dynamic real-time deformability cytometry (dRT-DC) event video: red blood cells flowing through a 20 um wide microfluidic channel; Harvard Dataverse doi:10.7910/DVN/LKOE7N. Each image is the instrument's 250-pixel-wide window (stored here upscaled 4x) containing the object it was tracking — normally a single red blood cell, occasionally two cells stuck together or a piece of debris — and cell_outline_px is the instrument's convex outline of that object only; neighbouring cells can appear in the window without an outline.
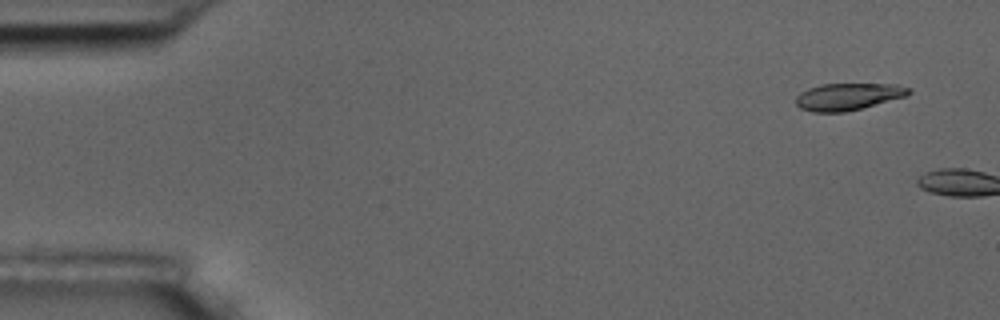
{"species": "common noctule bat (a hibernating species)", "species_latin": "Nyctalus noctula", "temperature_condition": "room temperature", "stored_images_in_passage": 2, "camera_frame_rate_fps": 3000, "um_per_image_px": 0.085, "animal": {"sex": "male", "body_mass_g": 17.5, "forearm_length_mm": 52.3}, "frame": {"image": 1, "passage_image": 1, "time_ms": 0.0, "image_size_px": [1000, 320], "cell_outline_px": [[912, 92], [908, 96], [844, 112], [812, 112], [800, 108], [796, 104], [796, 96], [800, 92], [808, 88], [820, 84], [896, 84], [912, 88]], "centroid_in_image_um": [72.1, 8.2], "position_along_channel_um": 12.9, "area_um2": 17.86}}